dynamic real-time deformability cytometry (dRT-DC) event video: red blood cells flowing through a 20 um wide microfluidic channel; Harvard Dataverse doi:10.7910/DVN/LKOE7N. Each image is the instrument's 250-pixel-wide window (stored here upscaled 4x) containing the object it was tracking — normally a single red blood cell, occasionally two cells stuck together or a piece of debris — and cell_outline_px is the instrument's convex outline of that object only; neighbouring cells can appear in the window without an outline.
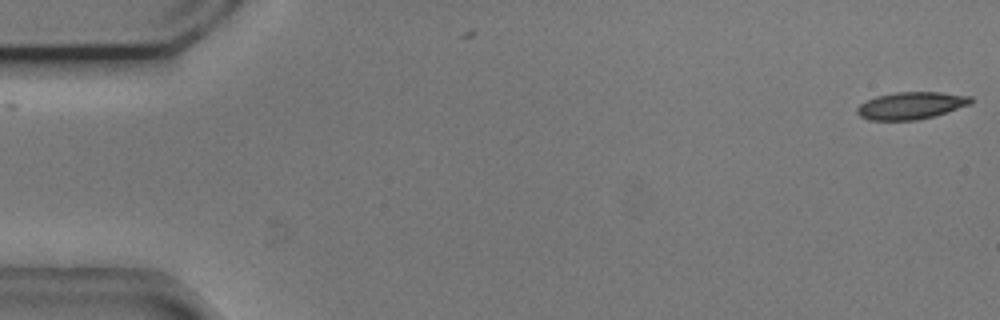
{"species": "common noctule bat (a hibernating species)", "species_latin": "Nyctalus noctula", "temperature_condition": "cold", "stored_images_in_passage": 5, "camera_frame_rate_fps": 3000, "um_per_image_px": 0.085, "animal": {"sex": "male", "body_mass_g": 20.5, "forearm_length_mm": 52.5}, "frame": {"image": 1, "passage_image": 1, "time_ms": 0.0, "image_size_px": [1000, 320], "cell_outline_px": [[972, 104], [936, 116], [916, 120], [868, 120], [860, 116], [856, 112], [856, 108], [860, 104], [876, 96], [896, 92], [940, 92], [972, 96]], "centroid_in_image_um": [77.46, 8.97], "position_along_channel_um": 7.5, "area_um2": 18.21}}